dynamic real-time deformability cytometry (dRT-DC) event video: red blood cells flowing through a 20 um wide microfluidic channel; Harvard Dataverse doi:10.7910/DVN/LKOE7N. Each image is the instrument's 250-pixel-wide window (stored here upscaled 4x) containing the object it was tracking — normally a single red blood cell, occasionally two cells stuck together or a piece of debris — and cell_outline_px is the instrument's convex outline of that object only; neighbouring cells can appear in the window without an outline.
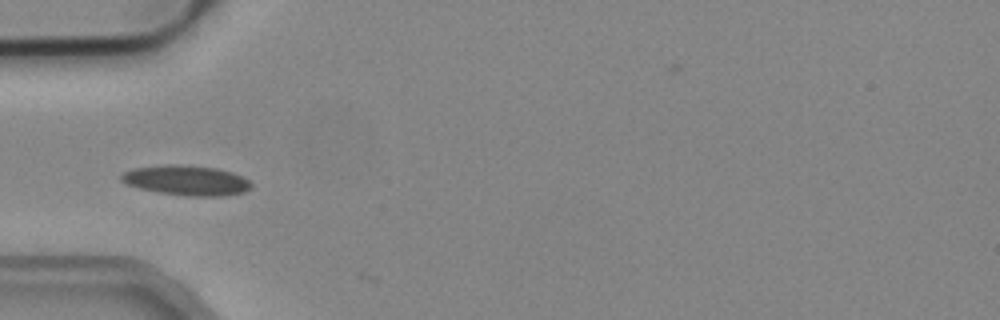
{"species": "common noctule bat (a hibernating species)", "species_latin": "Nyctalus noctula", "temperature_condition": "cold", "stored_images_in_passage": 2, "camera_frame_rate_fps": 3000, "um_per_image_px": 0.085, "animal": {"sex": "male", "body_mass_g": 19.2, "forearm_length_mm": 51.8}, "frame": {"image": 1, "passage_image": 1, "time_ms": 0.0, "image_size_px": [1000, 320], "cell_outline_px": [[252, 188], [244, 192], [220, 196], [188, 196], [160, 192], [140, 188], [128, 184], [120, 180], [120, 176], [124, 172], [132, 168], [168, 164], [180, 164], [216, 168], [232, 172], [248, 180], [252, 184]], "centroid_in_image_um": [15.85, 15.32], "position_along_channel_um": 69.2, "area_um2": 22.6}}